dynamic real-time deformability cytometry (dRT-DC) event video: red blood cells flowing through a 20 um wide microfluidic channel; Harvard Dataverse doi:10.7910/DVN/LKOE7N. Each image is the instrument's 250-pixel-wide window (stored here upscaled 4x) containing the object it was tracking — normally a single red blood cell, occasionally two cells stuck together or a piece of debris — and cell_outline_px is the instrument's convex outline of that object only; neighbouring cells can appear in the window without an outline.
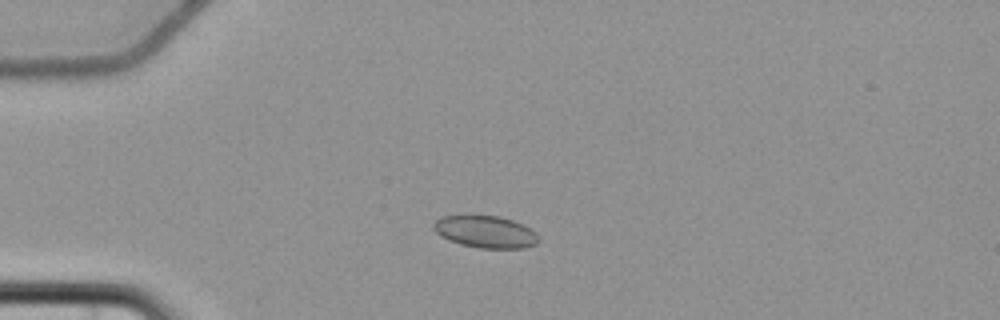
{"species": "common noctule bat (a hibernating species)", "species_latin": "Nyctalus noctula", "temperature_condition": "cold", "stored_images_in_passage": 7, "camera_frame_rate_fps": 3000, "um_per_image_px": 0.085, "animal": {"sex": "female", "body_mass_g": 22.7, "forearm_length_mm": 54.2}, "frame": {"image": 1, "passage_image": 4, "time_ms": 3.667, "image_size_px": [1000, 320], "cell_outline_px": [[540, 240], [536, 244], [524, 248], [480, 248], [460, 244], [448, 240], [440, 236], [432, 228], [432, 224], [436, 220], [444, 216], [468, 212], [472, 212], [500, 216], [512, 220], [536, 232]], "centroid_in_image_um": [41.2, 19.65], "position_along_channel_um": 43.8, "area_um2": 20.4}}
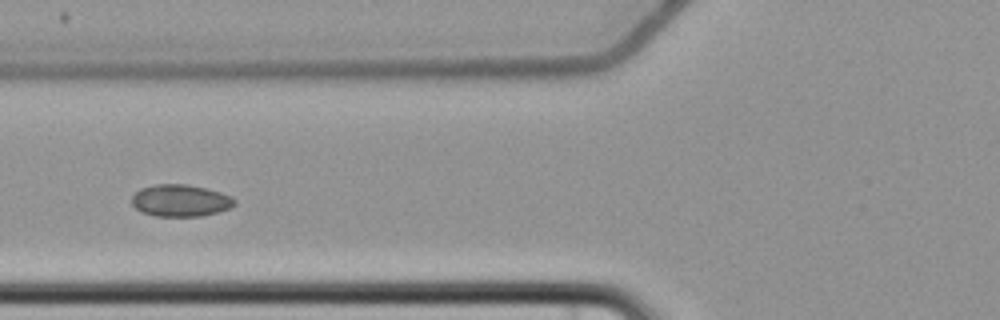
{"frame": {"image": 2, "passage_image": 6, "time_ms": 6.333, "image_size_px": [1000, 320], "cell_outline_px": [[236, 204], [228, 208], [216, 212], [200, 216], [156, 216], [144, 212], [136, 208], [132, 204], [132, 196], [140, 188], [156, 184], [188, 184], [208, 188], [232, 196], [236, 200]], "centroid_in_image_um": [15.35, 17.03], "position_along_channel_um": 110.4, "area_um2": 19.13}}
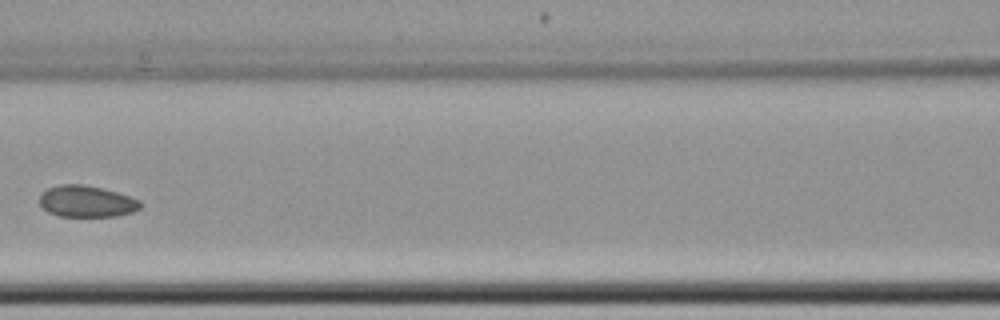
{"frame": {"image": 3, "passage_image": 7, "time_ms": 7.667, "image_size_px": [1000, 320], "cell_outline_px": [[144, 204], [140, 208], [132, 212], [116, 216], [60, 216], [48, 212], [40, 204], [40, 192], [48, 188], [60, 184], [84, 184], [104, 188], [140, 200]], "centroid_in_image_um": [7.36, 17.1], "position_along_channel_um": 159.2, "area_um2": 18.61}}